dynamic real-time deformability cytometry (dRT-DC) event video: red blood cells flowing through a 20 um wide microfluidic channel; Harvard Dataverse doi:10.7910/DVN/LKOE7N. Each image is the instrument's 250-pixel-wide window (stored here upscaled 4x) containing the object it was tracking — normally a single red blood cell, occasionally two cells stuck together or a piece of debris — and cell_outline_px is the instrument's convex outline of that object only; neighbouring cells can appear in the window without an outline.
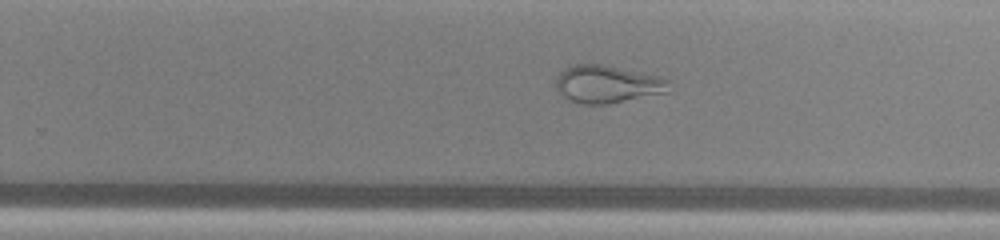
{"species": "common noctule bat (a hibernating species)", "species_latin": "Nyctalus noctula", "temperature_condition": "warm", "stored_images_in_passage": 49, "camera_frame_rate_fps": 3000, "um_per_image_px": 0.085, "animal": {"sex": "male", "body_mass_g": 13.0, "forearm_length_mm": 53.1}, "frame": {"image": 1, "passage_image": 30, "time_ms": 9.667, "image_size_px": [1000, 240], "cell_outline_px": [[672, 80], [668, 92], [608, 104], [584, 104], [572, 100], [564, 96], [556, 88], [556, 80], [560, 72], [564, 68], [576, 64], [604, 64], [660, 76]], "centroid_in_image_um": [51.68, 7.14], "position_along_channel_um": 278.1, "area_um2": 24.85}}
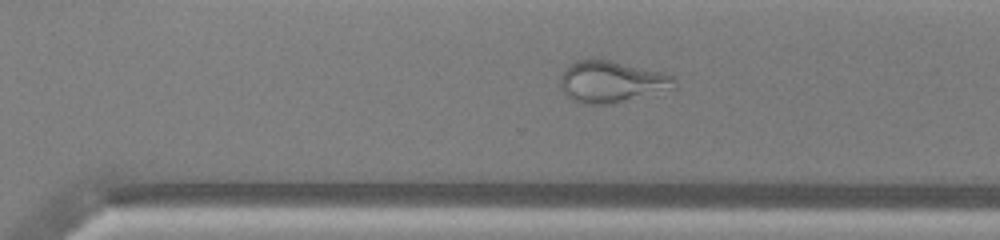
{"frame": {"image": 2, "passage_image": 33, "time_ms": 10.667, "image_size_px": [1000, 240], "cell_outline_px": [[676, 88], [612, 104], [580, 104], [564, 92], [560, 88], [560, 76], [564, 68], [568, 64], [576, 60], [592, 56], [664, 72], [672, 76], [676, 80]], "centroid_in_image_um": [51.95, 6.91], "position_along_channel_um": 318.7, "area_um2": 28.26}}
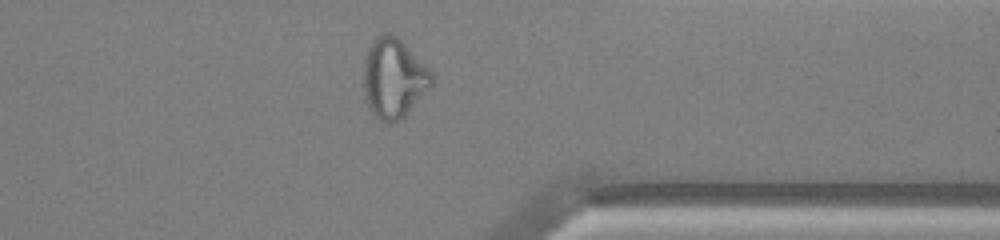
{"frame": {"image": 3, "passage_image": 38, "time_ms": 12.333, "image_size_px": [1000, 240], "cell_outline_px": [[436, 80], [404, 116], [400, 120], [392, 124], [388, 124], [380, 120], [368, 108], [364, 96], [364, 56], [372, 40], [376, 36], [384, 32], [392, 32], [432, 72]], "centroid_in_image_um": [33.44, 6.65], "position_along_channel_um": 378.0, "area_um2": 31.67}}